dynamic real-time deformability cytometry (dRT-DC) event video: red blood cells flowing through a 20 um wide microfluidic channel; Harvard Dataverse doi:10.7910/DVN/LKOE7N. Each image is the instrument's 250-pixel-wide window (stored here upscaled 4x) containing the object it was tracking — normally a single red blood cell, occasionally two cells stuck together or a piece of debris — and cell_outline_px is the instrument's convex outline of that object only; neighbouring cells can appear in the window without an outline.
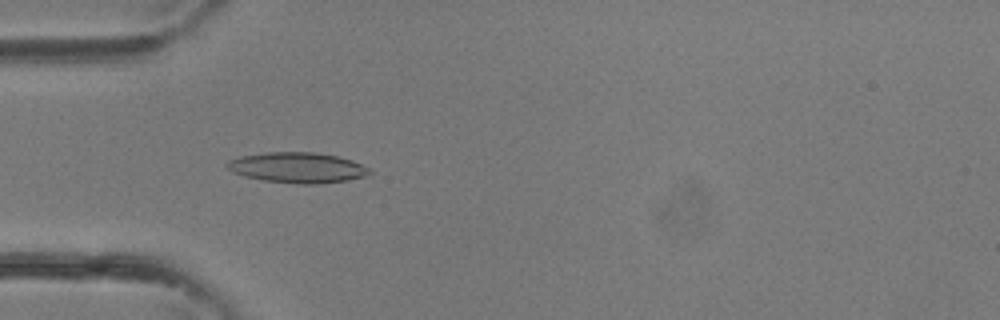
{"species": "common noctule bat (a hibernating species)", "species_latin": "Nyctalus noctula", "temperature_condition": "room temperature", "stored_images_in_passage": 35, "camera_frame_rate_fps": 3000, "um_per_image_px": 0.085, "animal": {"sex": "female"}, "frame": {"image": 1, "passage_image": 10, "time_ms": 3.0, "image_size_px": [1000, 320], "cell_outline_px": [[372, 172], [364, 176], [348, 180], [320, 184], [300, 184], [264, 180], [244, 176], [232, 172], [224, 168], [224, 164], [228, 160], [240, 156], [264, 152], [316, 152], [336, 156], [352, 160], [372, 168]], "centroid_in_image_um": [25.26, 14.24], "position_along_channel_um": 59.7, "area_um2": 25.61}}
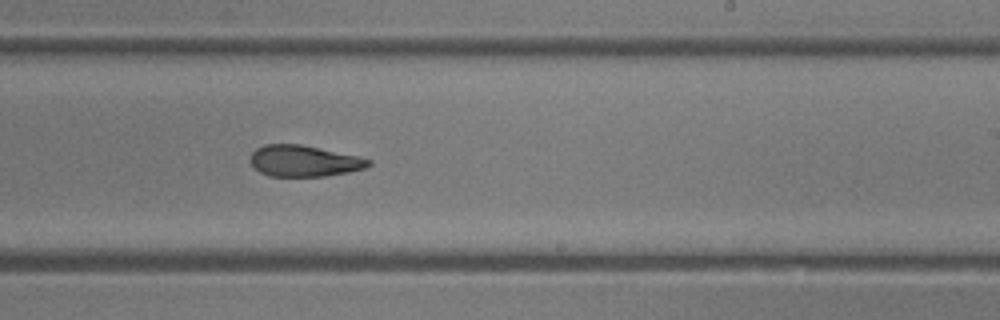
{"frame": {"image": 2, "passage_image": 21, "time_ms": 6.667, "image_size_px": [1000, 320], "cell_outline_px": [[372, 164], [368, 168], [348, 172], [324, 176], [268, 176], [260, 172], [248, 160], [252, 152], [256, 148], [264, 144], [300, 144], [356, 156], [372, 160]], "centroid_in_image_um": [25.82, 13.68], "position_along_channel_um": 263.2, "area_um2": 21.5}}
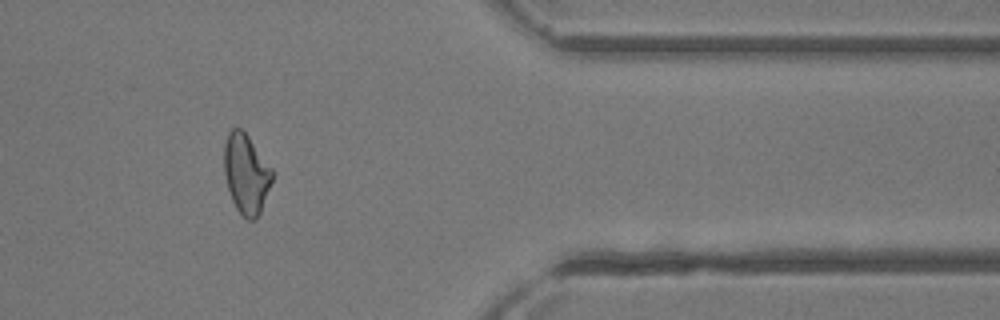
{"frame": {"image": 3, "passage_image": 29, "time_ms": 9.333, "image_size_px": [1000, 320], "cell_outline_px": [[276, 172], [260, 212], [256, 220], [248, 220], [236, 208], [232, 200], [228, 188], [224, 172], [224, 144], [228, 132], [232, 128], [240, 128], [248, 136]], "centroid_in_image_um": [20.95, 14.76], "position_along_channel_um": 390.5, "area_um2": 22.48}}